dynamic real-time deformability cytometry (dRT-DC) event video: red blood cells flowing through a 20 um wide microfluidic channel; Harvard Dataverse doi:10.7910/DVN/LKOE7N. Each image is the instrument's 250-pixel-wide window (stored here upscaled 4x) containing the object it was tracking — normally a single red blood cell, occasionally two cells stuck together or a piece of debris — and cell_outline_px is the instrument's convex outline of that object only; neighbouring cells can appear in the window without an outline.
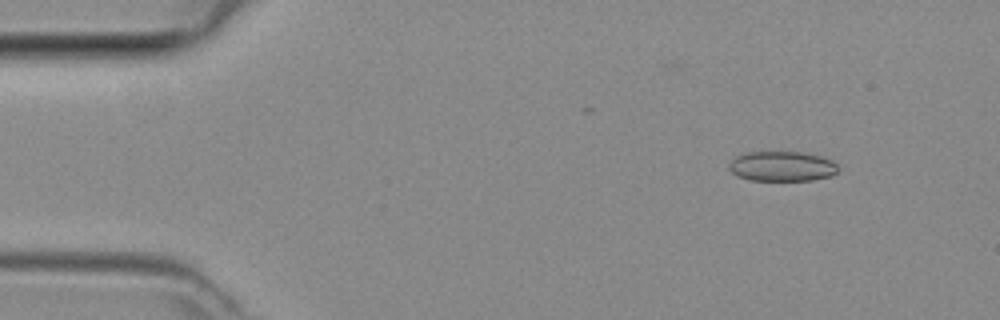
{"species": "common noctule bat (a hibernating species)", "species_latin": "Nyctalus noctula", "temperature_condition": "room temperature", "stored_images_in_passage": 46, "camera_frame_rate_fps": 3000, "um_per_image_px": 0.085, "animal": {"sex": "female", "body_mass_g": 29.2, "forearm_length_mm": 56.3}, "frame": {"image": 1, "passage_image": 5, "time_ms": 1.333, "image_size_px": [1000, 320], "cell_outline_px": [[840, 168], [832, 176], [812, 180], [752, 180], [740, 176], [732, 172], [728, 168], [728, 164], [736, 156], [748, 152], [800, 152], [820, 156], [832, 160]], "centroid_in_image_um": [66.5, 14.13], "position_along_channel_um": 18.5, "area_um2": 18.96}}
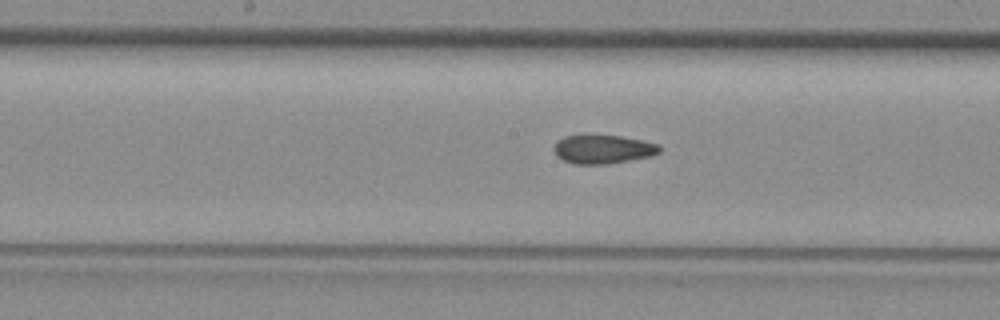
{"frame": {"image": 2, "passage_image": 23, "time_ms": 7.333, "image_size_px": [1000, 320], "cell_outline_px": [[660, 152], [652, 156], [608, 164], [576, 164], [564, 160], [556, 156], [552, 148], [564, 136], [620, 136], [644, 140], [660, 144]], "centroid_in_image_um": [51.29, 12.7], "position_along_channel_um": 196.9, "area_um2": 17.57}}
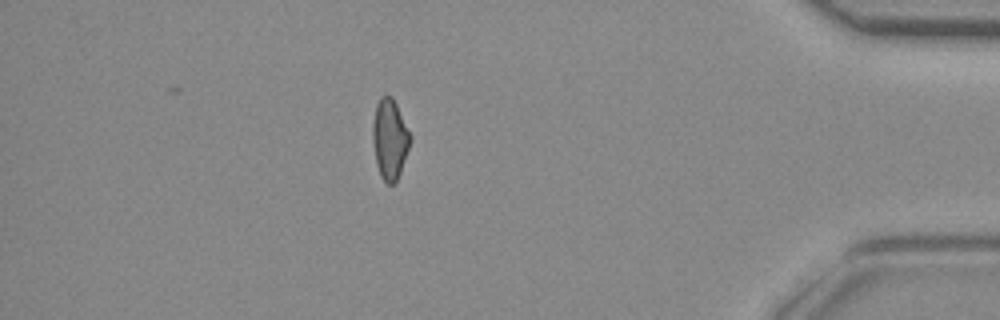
{"frame": {"image": 3, "passage_image": 40, "time_ms": 13.0, "image_size_px": [1000, 320], "cell_outline_px": [[412, 136], [400, 172], [396, 180], [392, 184], [388, 184], [380, 176], [376, 164], [372, 140], [372, 124], [376, 104], [380, 96], [392, 96]], "centroid_in_image_um": [33.11, 11.8], "position_along_channel_um": 402.1, "area_um2": 17.46}}